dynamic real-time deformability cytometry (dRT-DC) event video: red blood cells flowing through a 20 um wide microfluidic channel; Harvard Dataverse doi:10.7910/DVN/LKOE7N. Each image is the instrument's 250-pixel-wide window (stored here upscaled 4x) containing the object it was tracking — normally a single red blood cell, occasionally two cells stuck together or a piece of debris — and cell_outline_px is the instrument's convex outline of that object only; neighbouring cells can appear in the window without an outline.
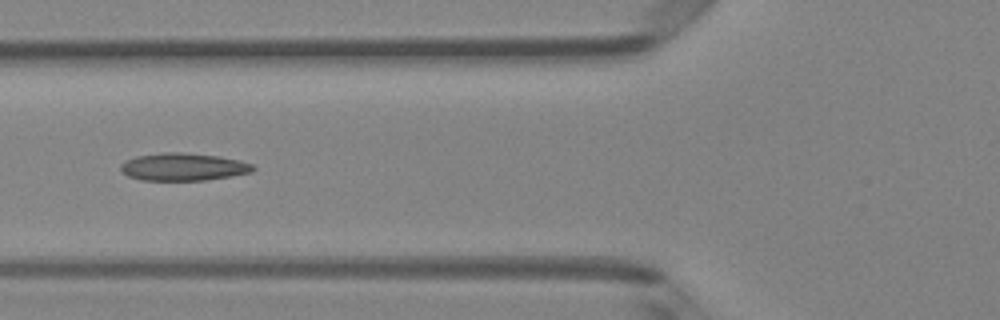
{"species": "Egyptian fruit bat (a non-hibernating species)", "species_latin": "Rousettus aegyptiacus", "temperature_condition": "room temperature", "stored_images_in_passage": 5, "camera_frame_rate_fps": 3000, "um_per_image_px": 0.085, "animal": {"sex": "female"}, "frame": {"image": 1, "passage_image": 5, "time_ms": 1.333, "image_size_px": [1000, 320], "cell_outline_px": [[256, 168], [252, 172], [232, 176], [204, 180], [140, 180], [128, 176], [120, 168], [120, 164], [136, 156], [164, 152], [180, 152], [220, 156], [240, 160], [252, 164]], "centroid_in_image_um": [15.61, 14.18], "position_along_channel_um": 110.2, "area_um2": 21.27}}